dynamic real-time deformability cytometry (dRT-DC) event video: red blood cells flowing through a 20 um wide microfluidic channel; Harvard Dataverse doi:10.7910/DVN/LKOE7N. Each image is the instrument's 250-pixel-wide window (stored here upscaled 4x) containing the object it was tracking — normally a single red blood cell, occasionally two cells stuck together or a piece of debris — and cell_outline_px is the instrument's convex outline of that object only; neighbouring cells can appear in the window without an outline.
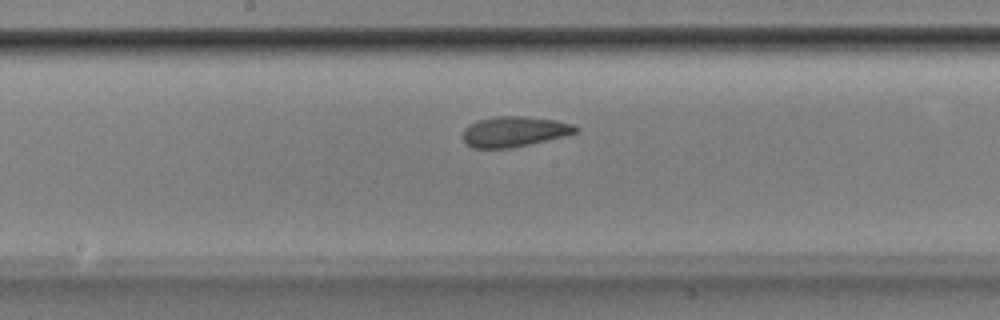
{"species": "Egyptian fruit bat (a non-hibernating species)", "species_latin": "Rousettus aegyptiacus", "temperature_condition": "room temperature", "stored_images_in_passage": 49, "camera_frame_rate_fps": 3000, "um_per_image_px": 0.085, "animal": {"sex": "male"}, "frame": {"image": 1, "passage_image": 24, "time_ms": 7.667, "image_size_px": [1000, 320], "cell_outline_px": [[580, 132], [564, 136], [512, 148], [472, 148], [464, 140], [464, 128], [468, 124], [480, 120], [496, 116], [520, 116], [556, 120], [572, 124], [580, 128]], "centroid_in_image_um": [43.74, 11.18], "position_along_channel_um": 204.5, "area_um2": 19.88}}
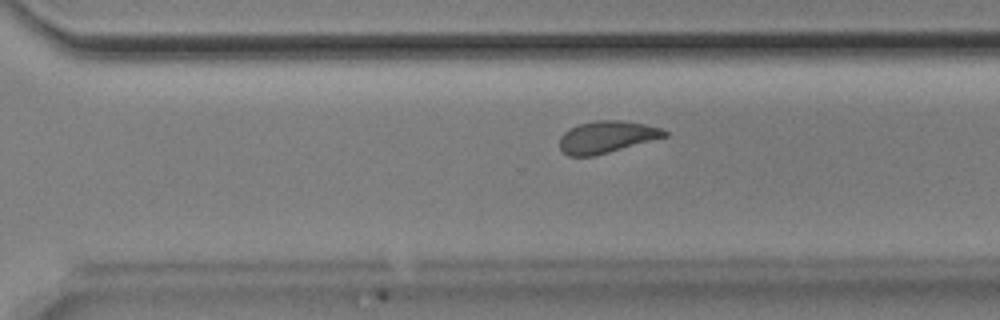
{"frame": {"image": 2, "passage_image": 33, "time_ms": 10.667, "image_size_px": [1000, 320], "cell_outline_px": [[668, 136], [596, 156], [568, 156], [560, 148], [560, 136], [568, 128], [580, 124], [596, 120], [620, 120], [644, 124], [664, 128], [668, 132]], "centroid_in_image_um": [51.59, 11.64], "position_along_channel_um": 319.0, "area_um2": 19.71}}
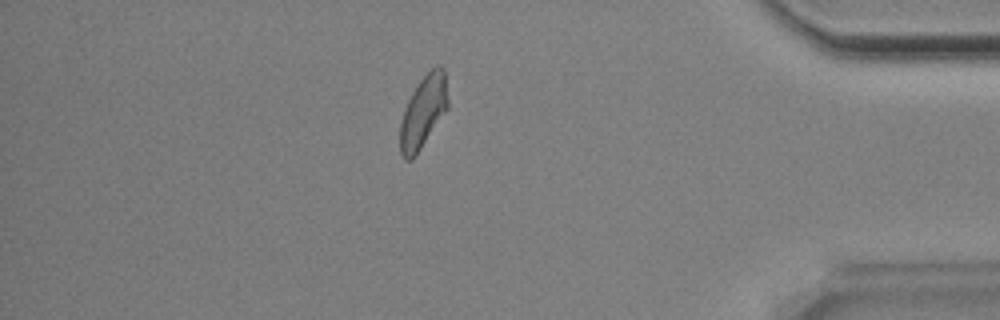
{"frame": {"image": 3, "passage_image": 42, "time_ms": 13.667, "image_size_px": [1000, 320], "cell_outline_px": [[448, 108], [416, 156], [412, 160], [404, 160], [400, 152], [400, 124], [408, 100], [412, 92], [420, 80], [436, 64], [440, 64], [444, 68], [448, 100]], "centroid_in_image_um": [35.98, 9.51], "position_along_channel_um": 399.2, "area_um2": 20.11}, "authors_computed_cell_mechanics": {"area_um2": 20.23, "velocity_mm_per_s": 3.8315, "shape_relaxation_time_tau1_ms": 6.1518, "shape_relaxation_time_tau2_ms": 2.0479, "deformation_change_tau1": 0.1342, "deformation_change_tau2": 0.0846}}